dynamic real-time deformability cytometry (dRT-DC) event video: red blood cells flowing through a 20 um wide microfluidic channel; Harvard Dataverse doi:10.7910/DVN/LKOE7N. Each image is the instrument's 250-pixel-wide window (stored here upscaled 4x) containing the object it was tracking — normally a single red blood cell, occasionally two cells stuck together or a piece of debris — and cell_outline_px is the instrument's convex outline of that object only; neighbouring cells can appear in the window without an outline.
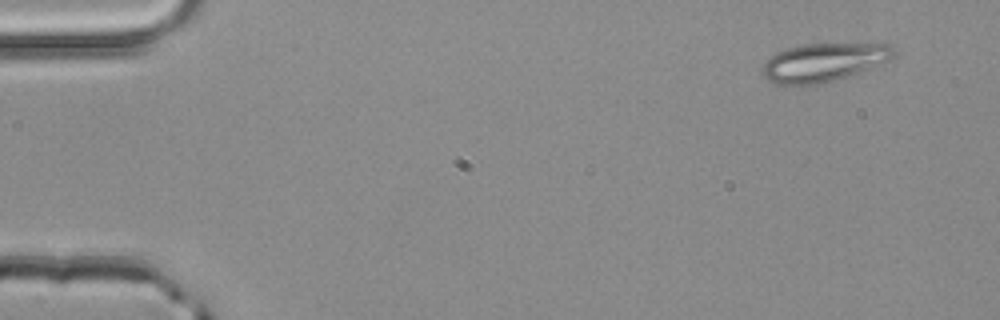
{"species": "common noctule bat (a hibernating species)", "species_latin": "Nyctalus noctula", "temperature_condition": "room temperature", "stored_images_in_passage": 3, "camera_frame_rate_fps": 3000, "um_per_image_px": 0.085, "animal": {"sex": "male", "body_mass_g": 20.4}, "frame": {"image": 1, "passage_image": 3, "time_ms": 0.667, "image_size_px": [1000, 320], "cell_outline_px": [[896, 52], [892, 60], [848, 76], [816, 84], [772, 84], [764, 76], [764, 64], [772, 56], [784, 48], [804, 44], [892, 44]], "centroid_in_image_um": [70.06, 5.28], "position_along_channel_um": 14.9, "area_um2": 29.07}}